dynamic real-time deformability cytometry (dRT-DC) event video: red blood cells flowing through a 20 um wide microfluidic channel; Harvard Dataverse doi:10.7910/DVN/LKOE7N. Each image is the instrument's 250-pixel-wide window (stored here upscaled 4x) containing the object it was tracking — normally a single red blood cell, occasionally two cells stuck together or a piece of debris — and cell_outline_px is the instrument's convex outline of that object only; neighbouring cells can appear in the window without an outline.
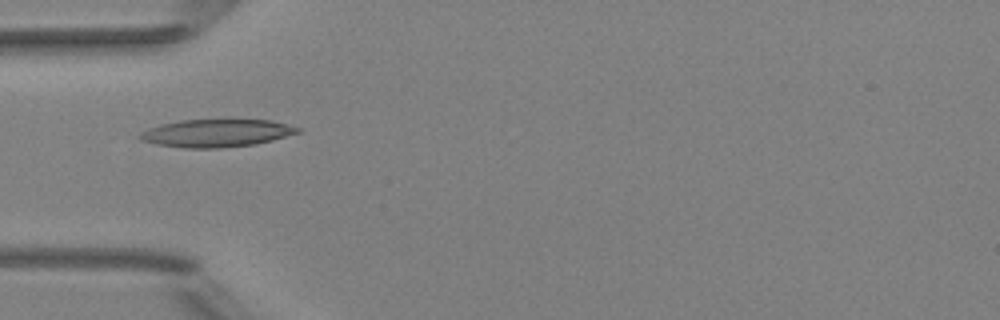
{"species": "Egyptian fruit bat (a non-hibernating species)", "species_latin": "Rousettus aegyptiacus", "temperature_condition": "room temperature", "stored_images_in_passage": 2, "camera_frame_rate_fps": 3000, "um_per_image_px": 0.085, "animal": {"sex": "female"}, "frame": {"image": 1, "passage_image": 2, "time_ms": 0.333, "image_size_px": [1000, 320], "cell_outline_px": [[300, 132], [272, 140], [256, 144], [220, 148], [184, 148], [156, 144], [140, 140], [136, 136], [140, 132], [148, 128], [160, 124], [180, 120], [228, 116], [272, 120], [300, 128]], "centroid_in_image_um": [18.39, 11.26], "position_along_channel_um": 66.6, "area_um2": 26.88}}